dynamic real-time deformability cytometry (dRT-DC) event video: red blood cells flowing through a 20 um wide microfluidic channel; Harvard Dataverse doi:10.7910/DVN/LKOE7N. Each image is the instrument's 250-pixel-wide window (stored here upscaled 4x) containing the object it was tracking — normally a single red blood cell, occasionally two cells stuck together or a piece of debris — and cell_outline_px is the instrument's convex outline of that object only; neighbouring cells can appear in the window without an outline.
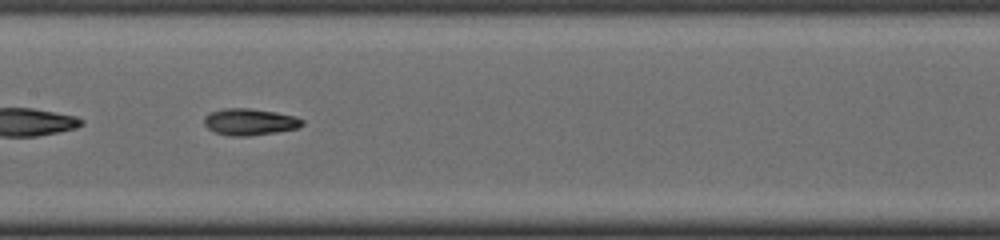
{"species": "common noctule bat (a hibernating species)", "species_latin": "Nyctalus noctula", "temperature_condition": "cold", "stored_images_in_passage": 38, "camera_frame_rate_fps": 3000, "um_per_image_px": 0.085, "animal": {"sex": "male", "body_mass_g": 19.0, "forearm_length_mm": 50.8}, "frame": {"image": 1, "passage_image": 17, "time_ms": 5.333, "image_size_px": [1000, 240], "cell_outline_px": [[304, 124], [296, 128], [276, 132], [248, 136], [228, 136], [216, 132], [208, 128], [204, 124], [204, 116], [212, 112], [224, 108], [248, 108], [276, 112], [296, 116], [304, 120]], "centroid_in_image_um": [21.23, 10.36], "position_along_channel_um": 186.2, "area_um2": 15.2}}